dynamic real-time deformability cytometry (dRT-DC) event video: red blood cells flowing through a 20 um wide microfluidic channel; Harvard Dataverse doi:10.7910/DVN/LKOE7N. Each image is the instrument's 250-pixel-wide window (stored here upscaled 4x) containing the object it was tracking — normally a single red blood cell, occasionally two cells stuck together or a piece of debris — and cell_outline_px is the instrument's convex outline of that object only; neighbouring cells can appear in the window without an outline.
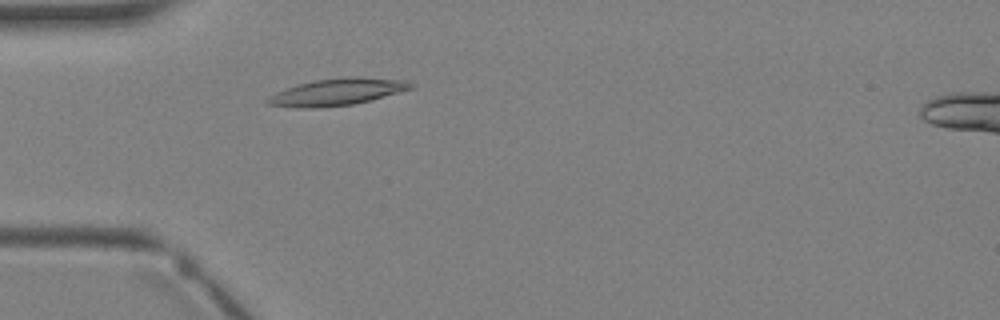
{"species": "Egyptian fruit bat (a non-hibernating species)", "species_latin": "Rousettus aegyptiacus", "temperature_condition": "warm", "stored_images_in_passage": 3, "camera_frame_rate_fps": 3000, "um_per_image_px": 0.085, "animal": {"sex": "female"}, "frame": {"image": 1, "passage_image": 3, "time_ms": 2.333, "image_size_px": [1000, 320], "cell_outline_px": [[416, 84], [412, 88], [368, 100], [352, 104], [316, 108], [300, 108], [268, 104], [264, 100], [268, 96], [276, 92], [312, 80], [340, 76], [352, 76], [408, 80]], "centroid_in_image_um": [28.64, 7.79], "position_along_channel_um": 56.4, "area_um2": 22.37}}